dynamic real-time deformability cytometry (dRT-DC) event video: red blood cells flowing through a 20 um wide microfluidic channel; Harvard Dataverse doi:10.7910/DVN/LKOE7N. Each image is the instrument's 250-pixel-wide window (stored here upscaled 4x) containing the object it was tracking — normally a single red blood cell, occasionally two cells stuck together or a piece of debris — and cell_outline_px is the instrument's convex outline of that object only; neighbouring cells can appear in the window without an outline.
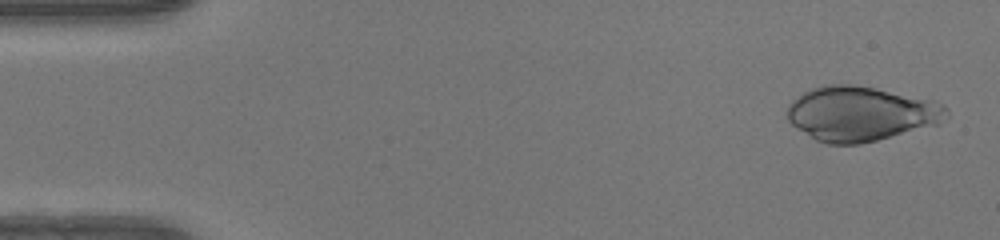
{"species": "human", "species_latin": "Homo sapiens", "temperature_condition": "warm", "stored_images_in_passage": 13, "camera_frame_rate_fps": 3000, "um_per_image_px": 0.085, "donor": {"sex": "female"}, "frame": {"image": 1, "passage_image": 2, "time_ms": 0.333, "image_size_px": [1000, 240], "cell_outline_px": [[948, 116], [936, 124], [876, 140], [860, 144], [828, 144], [816, 140], [792, 124], [788, 120], [784, 112], [788, 104], [792, 100], [804, 92], [812, 88], [824, 84], [856, 84], [936, 100], [944, 104], [948, 108]], "centroid_in_image_um": [73.14, 9.64], "position_along_channel_um": 11.9, "area_um2": 50.81}}